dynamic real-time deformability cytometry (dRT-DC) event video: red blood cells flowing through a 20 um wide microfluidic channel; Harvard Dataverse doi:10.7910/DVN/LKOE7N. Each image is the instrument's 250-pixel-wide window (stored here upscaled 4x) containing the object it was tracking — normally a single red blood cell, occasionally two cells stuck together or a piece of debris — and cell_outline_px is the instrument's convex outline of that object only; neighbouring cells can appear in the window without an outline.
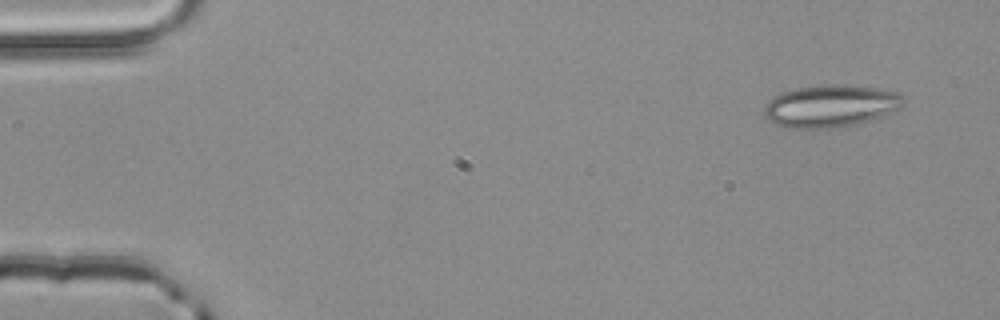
{"species": "common noctule bat (a hibernating species)", "species_latin": "Nyctalus noctula", "temperature_condition": "room temperature", "stored_images_in_passage": 4, "camera_frame_rate_fps": 3000, "um_per_image_px": 0.085, "animal": {"sex": "male", "body_mass_g": 20.4}, "frame": {"image": 1, "passage_image": 1, "time_ms": 0.0, "image_size_px": [1000, 320], "cell_outline_px": [[904, 100], [900, 108], [880, 116], [856, 124], [828, 128], [784, 128], [768, 120], [764, 116], [764, 108], [776, 96], [784, 92], [796, 88], [832, 84], [840, 84], [876, 88], [896, 92]], "centroid_in_image_um": [70.58, 9.02], "position_along_channel_um": 14.4, "area_um2": 33.7}}